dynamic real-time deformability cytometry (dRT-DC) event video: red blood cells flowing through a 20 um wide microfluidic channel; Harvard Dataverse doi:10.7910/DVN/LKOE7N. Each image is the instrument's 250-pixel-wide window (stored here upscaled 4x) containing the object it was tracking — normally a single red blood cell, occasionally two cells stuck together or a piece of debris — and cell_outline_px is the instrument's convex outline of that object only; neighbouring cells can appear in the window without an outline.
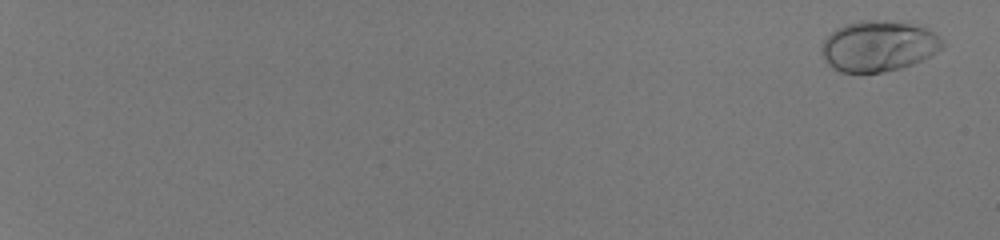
{"species": "human", "species_latin": "Homo sapiens", "temperature_condition": "room temperature", "stored_images_in_passage": 57, "camera_frame_rate_fps": 3000, "um_per_image_px": 0.085, "donor": {"sex": "male"}, "frame": {"image": 1, "passage_image": 3, "time_ms": 0.667, "image_size_px": [1000, 240], "cell_outline_px": [[944, 48], [912, 64], [900, 68], [884, 72], [840, 72], [832, 68], [824, 60], [820, 52], [820, 44], [836, 28], [844, 24], [860, 20], [884, 20], [908, 24], [924, 28], [940, 36], [944, 40]], "centroid_in_image_um": [74.63, 3.92], "position_along_channel_um": 10.4, "area_um2": 35.72}}
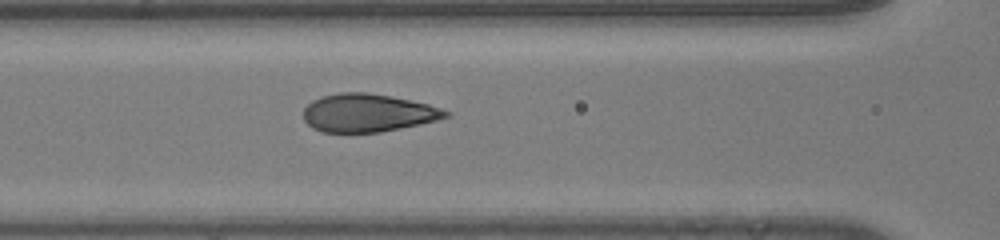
{"frame": {"image": 2, "passage_image": 32, "time_ms": 10.333, "image_size_px": [1000, 240], "cell_outline_px": [[452, 116], [420, 124], [380, 132], [320, 132], [312, 128], [304, 120], [304, 108], [312, 100], [320, 96], [340, 92], [368, 92], [428, 104], [452, 112]], "centroid_in_image_um": [31.25, 9.59], "position_along_channel_um": 135.3, "area_um2": 31.56}}
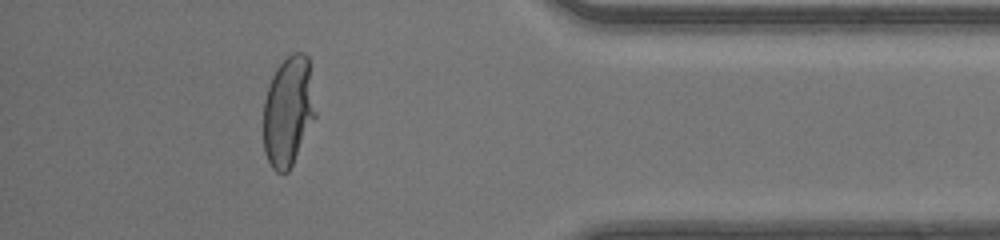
{"frame": {"image": 3, "passage_image": 53, "time_ms": 17.333, "image_size_px": [1000, 240], "cell_outline_px": [[316, 116], [288, 172], [276, 172], [272, 168], [264, 152], [264, 100], [268, 84], [276, 68], [292, 52], [304, 52], [308, 56], [316, 112]], "centroid_in_image_um": [24.5, 9.43], "position_along_channel_um": 410.7, "area_um2": 33.29}, "authors_computed_cell_mechanics": {"area_um2": 32.8304, "velocity_mm_per_s": 4.1968, "shape_relaxation_time_tau1_ms": 3.3293, "shape_relaxation_time_tau2_ms": null, "deformation_change_tau1": 0.2085, "deformation_change_tau2": null}}